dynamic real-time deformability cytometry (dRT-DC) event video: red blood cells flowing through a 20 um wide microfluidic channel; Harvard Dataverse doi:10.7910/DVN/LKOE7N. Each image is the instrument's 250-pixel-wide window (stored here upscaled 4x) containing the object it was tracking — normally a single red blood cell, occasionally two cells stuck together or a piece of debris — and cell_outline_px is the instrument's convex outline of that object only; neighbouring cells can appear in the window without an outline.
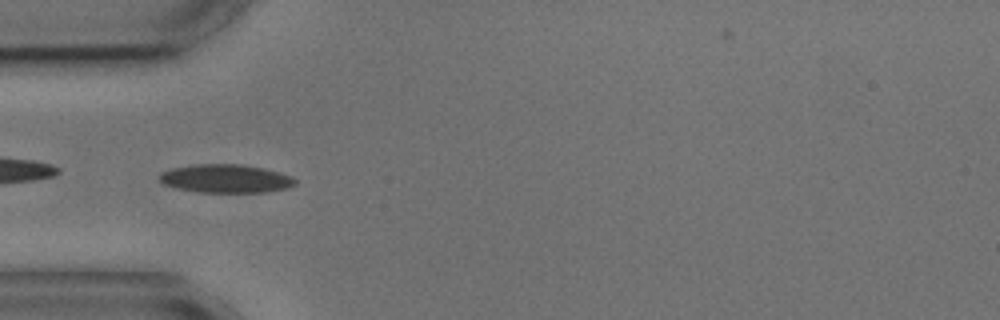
{"species": "common noctule bat (a hibernating species)", "species_latin": "Nyctalus noctula", "temperature_condition": "cold", "stored_images_in_passage": 6, "camera_frame_rate_fps": 3000, "um_per_image_px": 0.085, "animal": {"sex": "male", "body_mass_g": 17.9, "forearm_length_mm": 54.2}, "frame": {"image": 1, "passage_image": 5, "time_ms": 4.667, "image_size_px": [1000, 320], "cell_outline_px": [[296, 184], [288, 188], [264, 192], [196, 192], [176, 188], [164, 184], [160, 180], [160, 172], [172, 168], [196, 164], [240, 164], [264, 168], [280, 172], [292, 176], [296, 180]], "centroid_in_image_um": [19.2, 15.18], "position_along_channel_um": 65.8, "area_um2": 22.54}}